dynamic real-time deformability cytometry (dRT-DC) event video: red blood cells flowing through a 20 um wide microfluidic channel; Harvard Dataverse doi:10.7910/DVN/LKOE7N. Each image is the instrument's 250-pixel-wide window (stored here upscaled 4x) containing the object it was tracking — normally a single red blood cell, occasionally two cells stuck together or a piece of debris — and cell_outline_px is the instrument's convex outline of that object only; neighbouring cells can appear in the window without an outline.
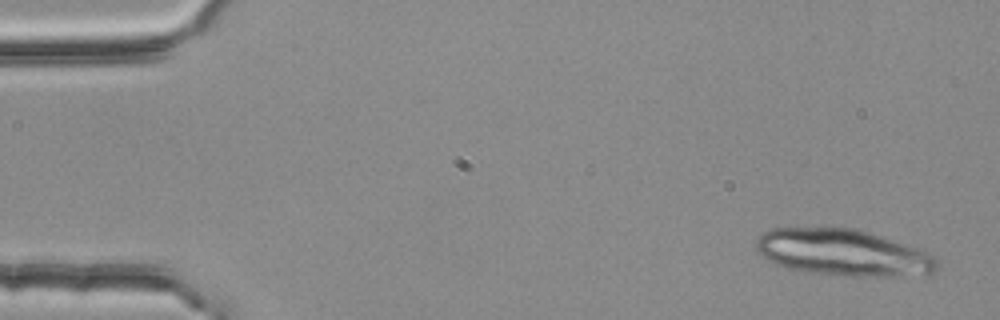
{"species": "common noctule bat (a hibernating species)", "species_latin": "Nyctalus noctula", "temperature_condition": "room temperature", "stored_images_in_passage": 3, "camera_frame_rate_fps": 3000, "um_per_image_px": 0.085, "animal": {"sex": "female", "body_mass_g": 25.1}, "frame": {"image": 1, "passage_image": 1, "time_ms": 0.0, "image_size_px": [1000, 320], "cell_outline_px": [[940, 264], [932, 272], [900, 276], [852, 276], [788, 268], [776, 264], [768, 260], [756, 252], [756, 240], [764, 232], [772, 228], [856, 228], [928, 252], [936, 256], [940, 260]], "centroid_in_image_um": [71.66, 21.46], "position_along_channel_um": 13.3, "area_um2": 48.44}}